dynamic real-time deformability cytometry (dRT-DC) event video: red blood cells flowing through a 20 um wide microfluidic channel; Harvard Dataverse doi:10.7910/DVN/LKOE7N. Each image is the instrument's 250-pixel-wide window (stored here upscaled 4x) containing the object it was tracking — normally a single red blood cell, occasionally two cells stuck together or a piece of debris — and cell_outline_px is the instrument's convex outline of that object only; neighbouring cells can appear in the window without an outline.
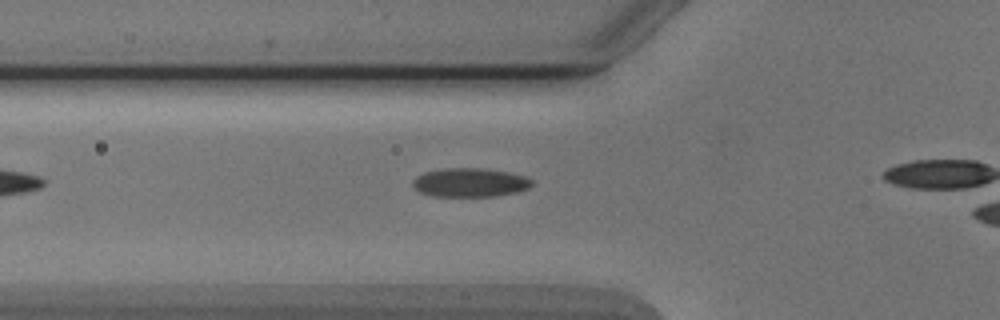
{"species": "Egyptian fruit bat (a non-hibernating species)", "species_latin": "Rousettus aegyptiacus", "temperature_condition": "cold", "stored_images_in_passage": 6, "camera_frame_rate_fps": 3000, "um_per_image_px": 0.085, "animal": {"sex": "male"}, "frame": {"image": 1, "passage_image": 6, "time_ms": 5.667, "image_size_px": [1000, 320], "cell_outline_px": [[532, 184], [528, 188], [516, 192], [492, 196], [432, 196], [420, 192], [412, 184], [412, 180], [416, 176], [424, 172], [444, 168], [484, 168], [508, 172], [524, 176], [532, 180]], "centroid_in_image_um": [39.92, 15.5], "position_along_channel_um": 85.9, "area_um2": 19.94}}